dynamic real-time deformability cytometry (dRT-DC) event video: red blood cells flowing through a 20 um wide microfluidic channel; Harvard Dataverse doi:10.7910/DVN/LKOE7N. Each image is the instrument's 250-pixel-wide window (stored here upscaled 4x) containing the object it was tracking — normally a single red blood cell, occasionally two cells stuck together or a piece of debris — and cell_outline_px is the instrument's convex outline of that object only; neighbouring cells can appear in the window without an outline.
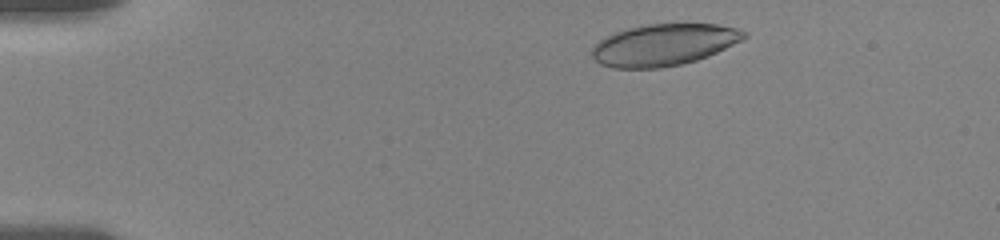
{"species": "human", "species_latin": "Homo sapiens", "temperature_condition": "room temperature", "stored_images_in_passage": 49, "camera_frame_rate_fps": 3000, "um_per_image_px": 0.085, "donor": {"sex": "female"}, "frame": {"image": 1, "passage_image": 3, "time_ms": 0.667, "image_size_px": [1000, 240], "cell_outline_px": [[748, 36], [708, 56], [696, 60], [680, 64], [660, 68], [616, 68], [600, 64], [592, 56], [592, 48], [604, 36], [628, 28], [648, 24], [716, 24], [736, 28], [748, 32]], "centroid_in_image_um": [56.41, 3.8], "position_along_channel_um": 28.6, "area_um2": 36.65}}
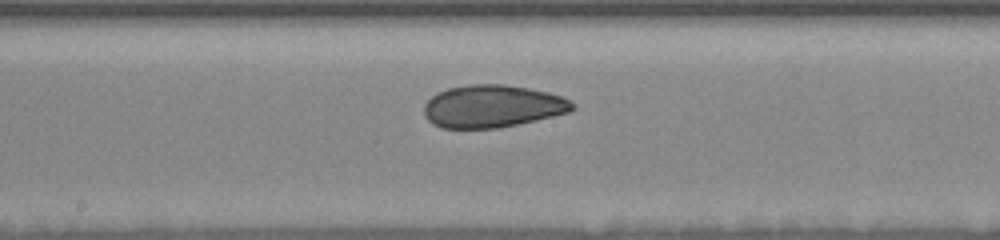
{"frame": {"image": 2, "passage_image": 24, "time_ms": 7.667, "image_size_px": [1000, 240], "cell_outline_px": [[576, 108], [568, 112], [552, 116], [516, 124], [496, 128], [440, 128], [432, 124], [424, 116], [424, 104], [436, 92], [448, 88], [468, 84], [504, 84], [528, 88], [548, 92], [564, 96], [576, 104]], "centroid_in_image_um": [41.84, 9.02], "position_along_channel_um": 206.4, "area_um2": 36.93}}
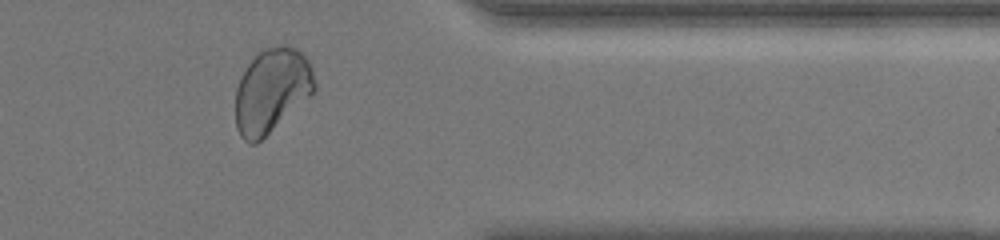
{"frame": {"image": 3, "passage_image": 40, "time_ms": 13.0, "image_size_px": [1000, 240], "cell_outline_px": [[316, 88], [308, 96], [256, 144], [248, 144], [240, 136], [236, 128], [236, 88], [248, 64], [256, 52], [264, 48], [276, 44], [284, 44], [296, 48], [308, 60], [312, 68], [316, 84]], "centroid_in_image_um": [23.07, 7.65], "position_along_channel_um": 388.3, "area_um2": 38.55}, "authors_computed_cell_mechanics": {"area_um2": 37.57, "velocity_mm_per_s": 3.6076, "shape_relaxation_time_tau1_ms": 5.1935, "shape_relaxation_time_tau2_ms": 1.416, "deformation_change_tau1": 0.1384, "deformation_change_tau2": 0.0588}}